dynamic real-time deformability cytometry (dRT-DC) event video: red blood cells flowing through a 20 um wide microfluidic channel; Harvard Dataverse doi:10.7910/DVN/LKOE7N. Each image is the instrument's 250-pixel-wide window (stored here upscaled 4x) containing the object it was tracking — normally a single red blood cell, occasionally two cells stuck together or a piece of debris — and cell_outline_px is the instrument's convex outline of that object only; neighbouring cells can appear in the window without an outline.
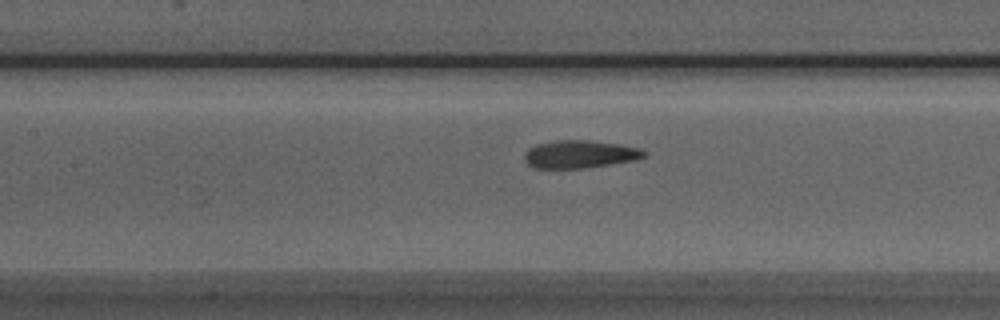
{"species": "Egyptian fruit bat (a non-hibernating species)", "species_latin": "Rousettus aegyptiacus", "temperature_condition": "room temperature", "stored_images_in_passage": 30, "camera_frame_rate_fps": 3000, "um_per_image_px": 0.085, "animal": {"sex": "male"}, "frame": {"image": 1, "passage_image": 5, "time_ms": 1.333, "image_size_px": [1000, 320], "cell_outline_px": [[648, 156], [636, 160], [584, 168], [532, 168], [524, 160], [524, 152], [528, 148], [536, 144], [556, 140], [588, 140], [616, 144], [640, 148], [648, 152]], "centroid_in_image_um": [49.28, 13.11], "position_along_channel_um": 158.1, "area_um2": 19.54}}
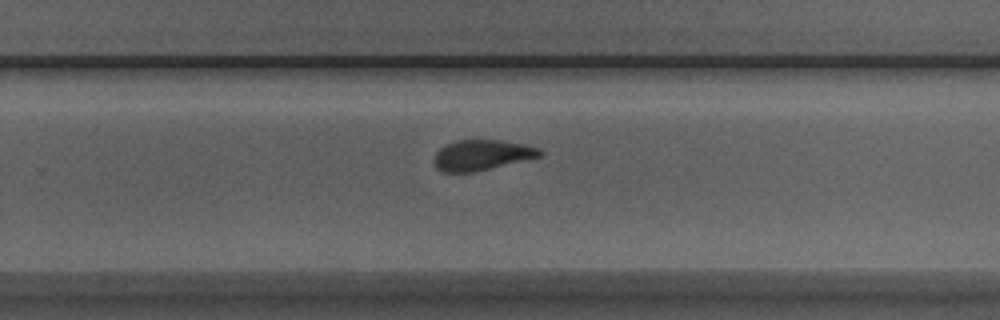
{"frame": {"image": 2, "passage_image": 15, "time_ms": 4.667, "image_size_px": [1000, 320], "cell_outline_px": [[544, 152], [540, 156], [472, 172], [440, 172], [436, 168], [432, 160], [436, 152], [444, 144], [456, 140], [500, 140], [540, 148]], "centroid_in_image_um": [40.87, 13.17], "position_along_channel_um": 288.9, "area_um2": 18.61}}
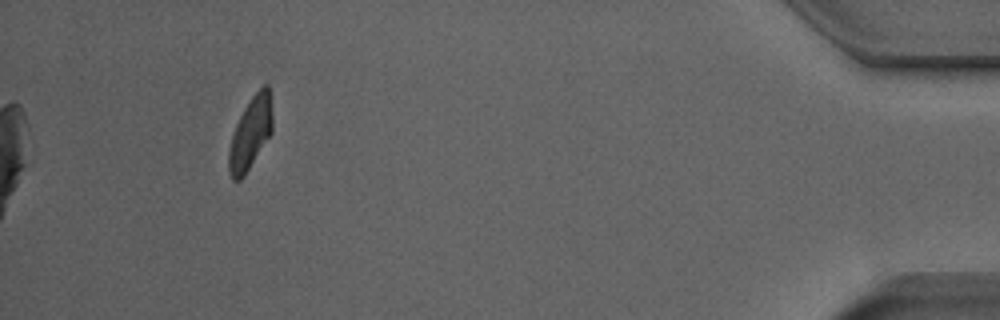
{"frame": {"image": 3, "passage_image": 30, "time_ms": 9.667, "image_size_px": [1000, 320], "cell_outline_px": [[272, 132], [244, 176], [240, 180], [232, 180], [228, 172], [228, 152], [232, 136], [236, 124], [244, 108], [252, 96], [264, 84], [268, 84], [272, 112]], "centroid_in_image_um": [21.28, 11.34], "position_along_channel_um": 413.9, "area_um2": 18.21}, "authors_computed_cell_mechanics": {"area_um2": 19.5364, "velocity_mm_per_s": 3.9319, "shape_relaxation_time_tau1_ms": 3.78, "shape_relaxation_time_tau2_ms": 1.0132, "deformation_change_tau1": 0.1241, "deformation_change_tau2": 0.0596}}